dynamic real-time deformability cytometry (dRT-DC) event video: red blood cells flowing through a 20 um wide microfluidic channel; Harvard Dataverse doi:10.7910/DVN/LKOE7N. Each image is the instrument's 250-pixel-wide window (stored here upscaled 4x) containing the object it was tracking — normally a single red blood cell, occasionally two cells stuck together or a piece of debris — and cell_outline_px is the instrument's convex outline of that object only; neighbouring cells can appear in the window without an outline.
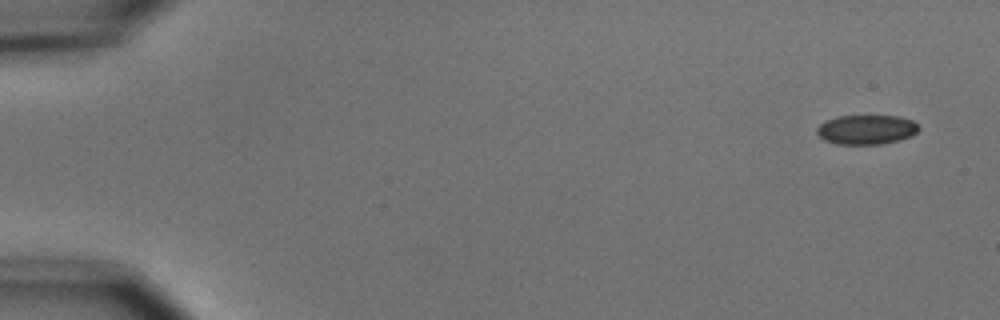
{"species": "common noctule bat (a hibernating species)", "species_latin": "Nyctalus noctula", "temperature_condition": "cold", "stored_images_in_passage": 4, "camera_frame_rate_fps": 3000, "um_per_image_px": 0.085, "animal": {"sex": "male", "body_mass_g": 15.6}, "frame": {"image": 1, "passage_image": 1, "time_ms": 0.0, "image_size_px": [1000, 320], "cell_outline_px": [[920, 128], [912, 136], [900, 140], [880, 144], [836, 144], [824, 140], [816, 132], [816, 128], [820, 124], [836, 116], [900, 116], [912, 120]], "centroid_in_image_um": [73.65, 11.02], "position_along_channel_um": 11.4, "area_um2": 17.51}}
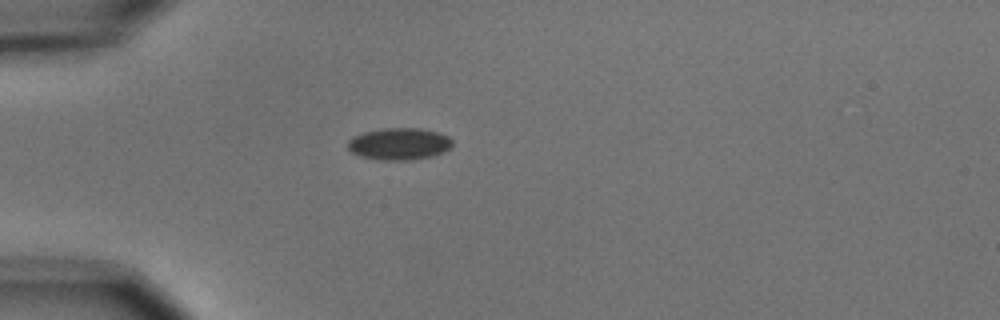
{"frame": {"image": 2, "passage_image": 4, "time_ms": 4.333, "image_size_px": [1000, 320], "cell_outline_px": [[452, 144], [444, 152], [432, 156], [408, 160], [380, 160], [360, 156], [352, 152], [348, 148], [348, 140], [352, 136], [364, 132], [384, 128], [420, 128], [440, 132], [448, 136], [452, 140]], "centroid_in_image_um": [33.93, 12.22], "position_along_channel_um": 51.1, "area_um2": 19.54}}